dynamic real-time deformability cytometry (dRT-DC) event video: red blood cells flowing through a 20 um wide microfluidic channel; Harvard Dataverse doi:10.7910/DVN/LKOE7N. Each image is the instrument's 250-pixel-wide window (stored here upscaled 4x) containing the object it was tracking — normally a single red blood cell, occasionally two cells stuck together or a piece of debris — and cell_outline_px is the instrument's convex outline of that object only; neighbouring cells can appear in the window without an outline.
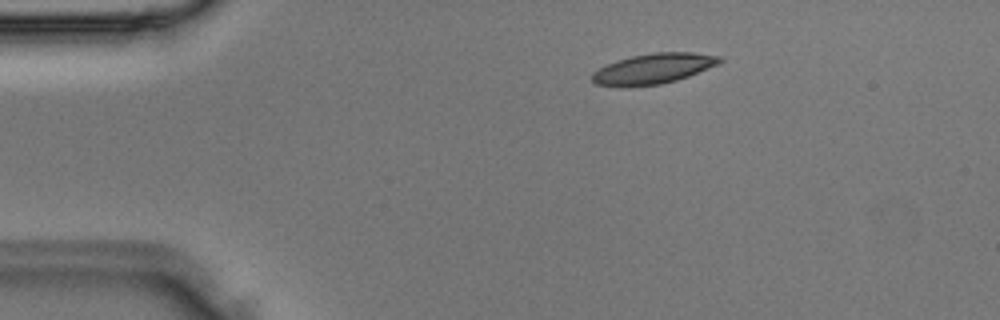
{"species": "Egyptian fruit bat (a non-hibernating species)", "species_latin": "Rousettus aegyptiacus", "temperature_condition": "room temperature", "stored_images_in_passage": 2, "camera_frame_rate_fps": 3000, "um_per_image_px": 0.085, "animal": {"sex": "male"}, "frame": {"image": 1, "passage_image": 1, "time_ms": 0.0, "image_size_px": [1000, 320], "cell_outline_px": [[724, 60], [720, 64], [688, 76], [676, 80], [660, 84], [628, 88], [620, 88], [592, 84], [592, 72], [616, 60], [632, 56], [652, 52], [692, 52], [720, 56]], "centroid_in_image_um": [55.5, 5.86], "position_along_channel_um": 29.5, "area_um2": 23.0}}